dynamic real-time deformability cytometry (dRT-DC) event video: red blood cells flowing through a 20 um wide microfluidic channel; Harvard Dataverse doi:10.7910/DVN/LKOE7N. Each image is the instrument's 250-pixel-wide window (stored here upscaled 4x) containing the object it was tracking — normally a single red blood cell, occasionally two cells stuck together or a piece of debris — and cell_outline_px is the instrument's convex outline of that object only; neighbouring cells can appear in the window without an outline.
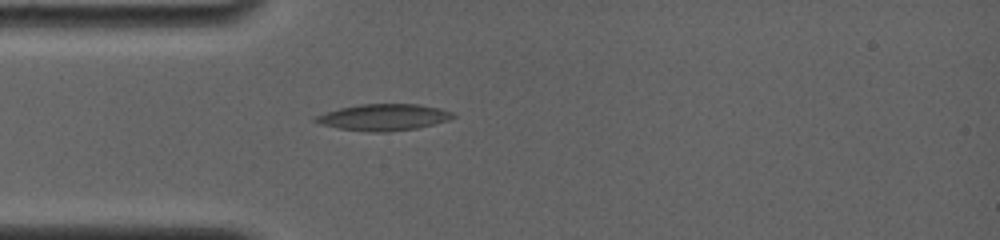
{"species": "common noctule bat (a hibernating species)", "species_latin": "Nyctalus noctula", "temperature_condition": "room temperature", "stored_images_in_passage": 1, "camera_frame_rate_fps": 4000, "um_per_image_px": 0.085, "animal": {"sex": "female", "body_mass_g": 19.0, "forearm_length_mm": 56.7}, "frame": {"image": 1, "passage_image": 1, "time_ms": 0.0, "image_size_px": [1000, 240], "cell_outline_px": [[456, 116], [448, 120], [416, 128], [384, 132], [372, 132], [340, 128], [320, 124], [312, 120], [312, 116], [324, 112], [340, 108], [360, 104], [420, 104], [440, 108], [452, 112]], "centroid_in_image_um": [32.57, 9.95], "position_along_channel_um": 52.4, "area_um2": 21.15}}